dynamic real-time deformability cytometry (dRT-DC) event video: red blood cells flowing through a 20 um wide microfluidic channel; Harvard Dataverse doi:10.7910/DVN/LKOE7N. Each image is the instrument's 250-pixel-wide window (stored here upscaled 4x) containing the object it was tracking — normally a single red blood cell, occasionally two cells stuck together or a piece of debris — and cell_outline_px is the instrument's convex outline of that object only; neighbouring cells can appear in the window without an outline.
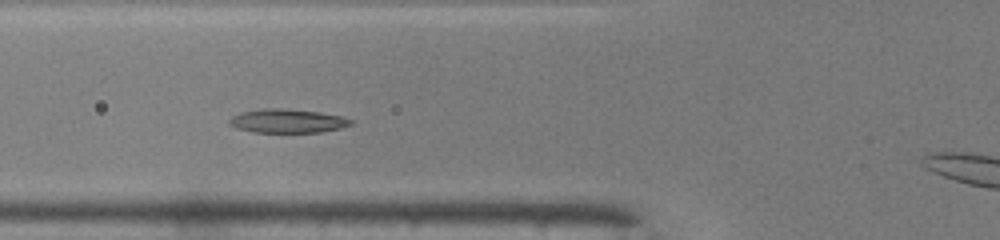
{"species": "common noctule bat (a hibernating species)", "species_latin": "Nyctalus noctula", "temperature_condition": "warm", "stored_images_in_passage": 43, "camera_frame_rate_fps": 3000, "um_per_image_px": 0.085, "animal": {"sex": "male", "body_mass_g": 19.0, "forearm_length_mm": 50.8}, "frame": {"image": 1, "passage_image": 12, "time_ms": 3.667, "image_size_px": [1000, 240], "cell_outline_px": [[352, 124], [340, 128], [320, 132], [252, 132], [236, 128], [228, 124], [228, 120], [232, 116], [240, 112], [264, 108], [280, 108], [320, 112], [344, 116], [352, 120]], "centroid_in_image_um": [24.41, 10.28], "position_along_channel_um": 101.4, "area_um2": 16.94}}
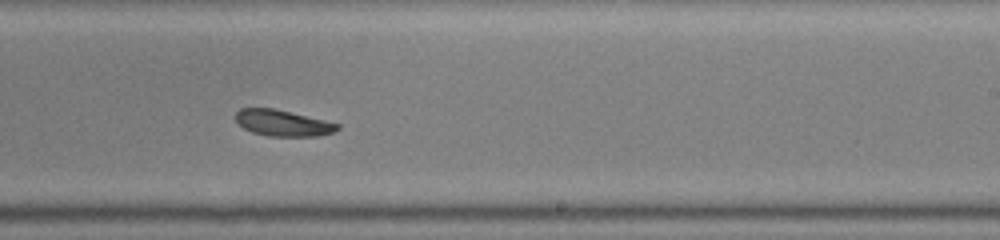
{"frame": {"image": 2, "passage_image": 24, "time_ms": 7.667, "image_size_px": [1000, 240], "cell_outline_px": [[340, 128], [332, 132], [316, 136], [268, 136], [252, 132], [244, 128], [236, 120], [236, 112], [240, 108], [272, 108], [324, 120], [340, 124]], "centroid_in_image_um": [24.02, 10.46], "position_along_channel_um": 265.0, "area_um2": 15.26}}
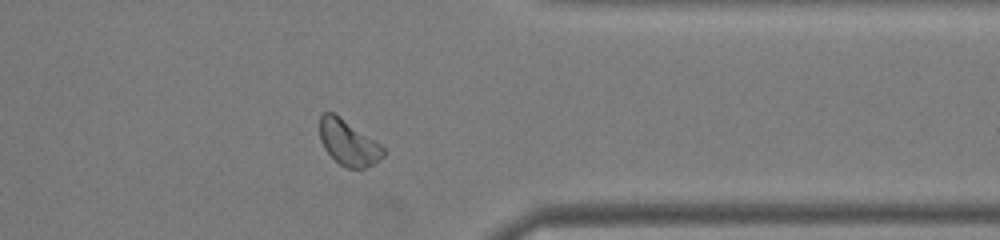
{"frame": {"image": 3, "passage_image": 33, "time_ms": 10.667, "image_size_px": [1000, 240], "cell_outline_px": [[388, 152], [380, 160], [364, 168], [348, 168], [340, 164], [324, 148], [320, 140], [320, 112], [332, 112], [380, 144]], "centroid_in_image_um": [29.62, 12.14], "position_along_channel_um": 381.8, "area_um2": 16.53}, "authors_computed_cell_mechanics": {"area_um2": 16.9354, "velocity_mm_per_s": 4.1, "shape_relaxation_time_tau1_ms": 2.7158, "shape_relaxation_time_tau2_ms": null, "deformation_change_tau1": 0.0758, "deformation_change_tau2": null}}